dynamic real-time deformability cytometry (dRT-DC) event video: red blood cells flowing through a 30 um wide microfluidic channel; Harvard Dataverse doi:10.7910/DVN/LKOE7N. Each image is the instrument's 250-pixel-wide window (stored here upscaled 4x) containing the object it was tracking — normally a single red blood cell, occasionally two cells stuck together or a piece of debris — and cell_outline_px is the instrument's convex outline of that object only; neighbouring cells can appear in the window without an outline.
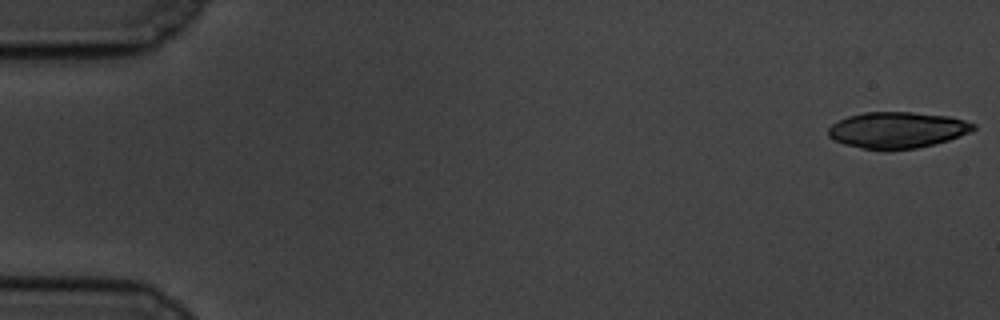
{"species": "common noctule bat (a hibernating species)", "species_latin": "Nyctalus noctula", "temperature_condition": "cold", "stored_images_in_passage": 57, "camera_frame_rate_fps": 3000, "um_per_image_px": 0.085, "animal": {"sex": "male", "body_mass_g": 19.5, "forearm_length_mm": 54.6}, "frame": {"image": 1, "passage_image": 1, "time_ms": 0.0, "image_size_px": [1000, 320], "cell_outline_px": [[976, 128], [968, 132], [948, 140], [916, 148], [884, 152], [860, 148], [844, 144], [828, 136], [828, 128], [832, 124], [848, 116], [864, 112], [912, 112], [948, 116], [964, 120], [976, 124]], "centroid_in_image_um": [76.23, 11.07], "position_along_channel_um": 8.8, "area_um2": 30.81}}